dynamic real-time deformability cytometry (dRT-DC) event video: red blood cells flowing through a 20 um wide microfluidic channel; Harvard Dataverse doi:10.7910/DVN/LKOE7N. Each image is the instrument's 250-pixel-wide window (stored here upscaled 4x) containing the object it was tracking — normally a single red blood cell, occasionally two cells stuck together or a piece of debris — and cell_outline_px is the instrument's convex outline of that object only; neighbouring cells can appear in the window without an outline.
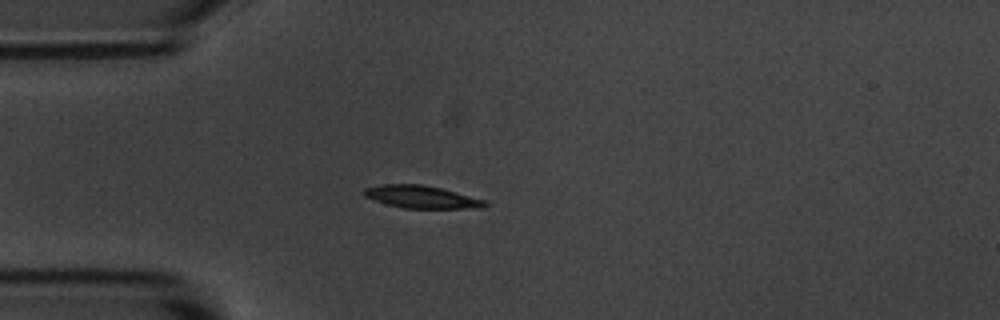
{"species": "common noctule bat (a hibernating species)", "species_latin": "Nyctalus noctula", "temperature_condition": "room temperature", "stored_images_in_passage": 42, "camera_frame_rate_fps": 3000, "um_per_image_px": 0.085, "animal": {"sex": "male", "body_mass_g": 20.1, "forearm_length_mm": 53.5}, "frame": {"image": 1, "passage_image": 1, "time_ms": 0.0, "image_size_px": [1000, 320], "cell_outline_px": [[488, 204], [480, 208], [404, 208], [388, 204], [364, 196], [364, 188], [384, 184], [420, 184], [440, 188], [484, 200]], "centroid_in_image_um": [35.81, 16.74], "position_along_channel_um": 49.2, "area_um2": 15.49}}
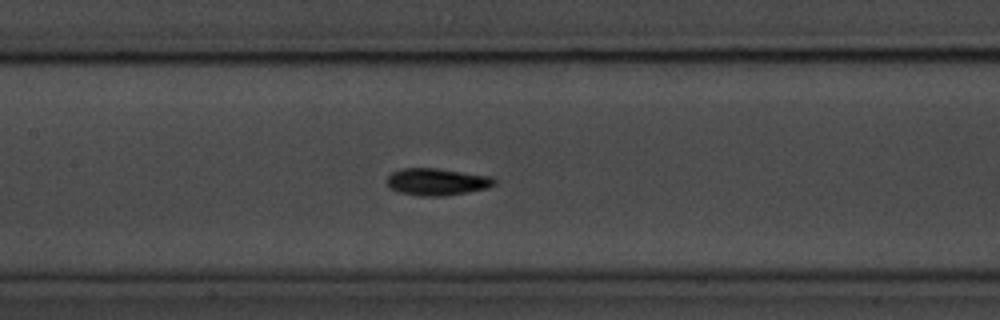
{"frame": {"image": 2, "passage_image": 12, "time_ms": 3.667, "image_size_px": [1000, 320], "cell_outline_px": [[496, 184], [488, 188], [444, 196], [420, 196], [400, 192], [392, 188], [388, 184], [388, 176], [392, 172], [400, 168], [440, 168], [492, 176], [496, 180]], "centroid_in_image_um": [37.18, 15.44], "position_along_channel_um": 170.2, "area_um2": 16.99}}
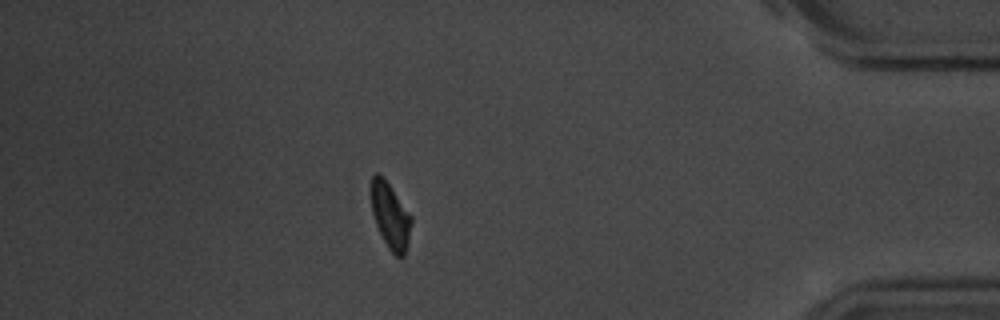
{"frame": {"image": 3, "passage_image": 35, "time_ms": 11.333, "image_size_px": [1000, 320], "cell_outline_px": [[412, 220], [408, 240], [404, 256], [396, 256], [388, 248], [376, 224], [372, 212], [372, 176], [376, 172], [388, 184], [412, 216]], "centroid_in_image_um": [33.19, 18.38], "position_along_channel_um": 402.0, "area_um2": 14.8}, "authors_computed_cell_mechanics": {"area_um2": 15.9817, "velocity_mm_per_s": 3.588, "shape_relaxation_time_tau1_ms": 2.0967, "shape_relaxation_time_tau2_ms": 4.3325, "deformation_change_tau1": 0.1521, "deformation_change_tau2": 0.0726}}